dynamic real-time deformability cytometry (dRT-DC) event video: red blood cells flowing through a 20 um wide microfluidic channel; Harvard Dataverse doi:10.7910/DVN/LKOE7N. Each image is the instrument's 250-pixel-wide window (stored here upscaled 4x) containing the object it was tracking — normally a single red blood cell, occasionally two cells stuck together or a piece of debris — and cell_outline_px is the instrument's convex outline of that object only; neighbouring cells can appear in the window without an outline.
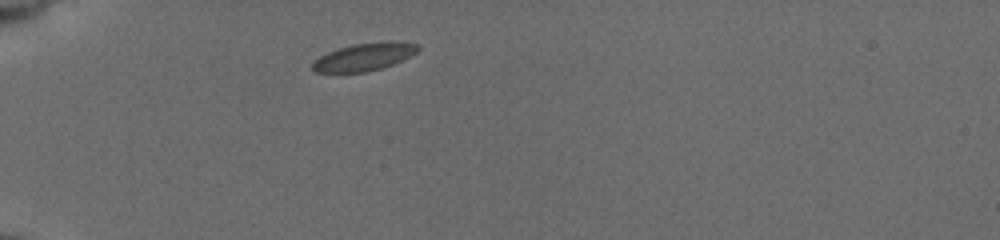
{"species": "common noctule bat (a hibernating species)", "species_latin": "Nyctalus noctula", "temperature_condition": "cold", "stored_images_in_passage": 34, "camera_frame_rate_fps": 3000, "um_per_image_px": 0.085, "animal": {"sex": "female", "body_mass_g": 19.5, "forearm_length_mm": 54.1}, "frame": {"image": 1, "passage_image": 1, "time_ms": 0.0, "image_size_px": [1000, 240], "cell_outline_px": [[420, 48], [416, 52], [392, 64], [380, 68], [364, 72], [316, 72], [312, 68], [312, 64], [320, 56], [328, 52], [352, 44], [380, 40], [388, 40], [420, 44]], "centroid_in_image_um": [30.98, 4.8], "position_along_channel_um": 54.0, "area_um2": 16.88}}
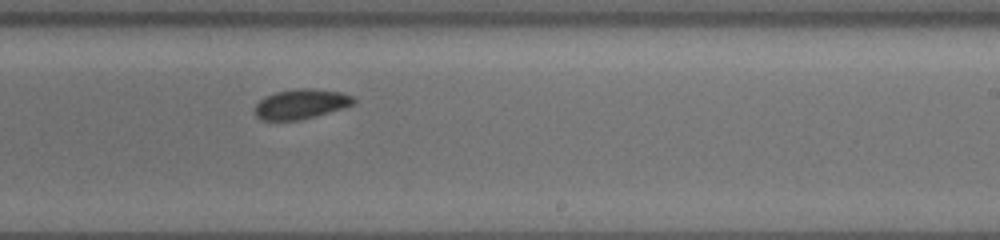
{"frame": {"image": 2, "passage_image": 20, "time_ms": 6.333, "image_size_px": [1000, 240], "cell_outline_px": [[356, 100], [352, 104], [344, 108], [316, 116], [300, 120], [260, 120], [256, 116], [256, 104], [264, 96], [276, 92], [300, 88], [308, 88], [344, 92], [352, 96]], "centroid_in_image_um": [25.6, 8.84], "position_along_channel_um": 263.4, "area_um2": 17.17}}
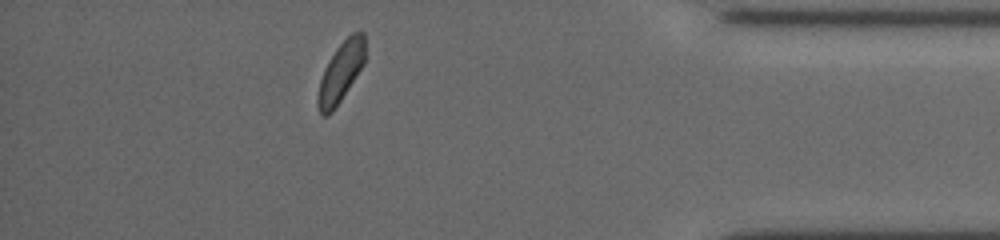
{"frame": {"image": 3, "passage_image": 34, "time_ms": 11.0, "image_size_px": [1000, 240], "cell_outline_px": [[364, 64], [332, 112], [328, 116], [320, 116], [316, 104], [316, 96], [320, 80], [324, 68], [328, 60], [336, 48], [352, 32], [364, 32]], "centroid_in_image_um": [28.92, 6.17], "position_along_channel_um": 406.3, "area_um2": 16.47}, "authors_computed_cell_mechanics": {"area_um2": 17.3111, "velocity_mm_per_s": 3.694, "shape_relaxation_time_tau1_ms": 1.0208, "shape_relaxation_time_tau2_ms": null, "deformation_change_tau1": 0.0716, "deformation_change_tau2": null}}